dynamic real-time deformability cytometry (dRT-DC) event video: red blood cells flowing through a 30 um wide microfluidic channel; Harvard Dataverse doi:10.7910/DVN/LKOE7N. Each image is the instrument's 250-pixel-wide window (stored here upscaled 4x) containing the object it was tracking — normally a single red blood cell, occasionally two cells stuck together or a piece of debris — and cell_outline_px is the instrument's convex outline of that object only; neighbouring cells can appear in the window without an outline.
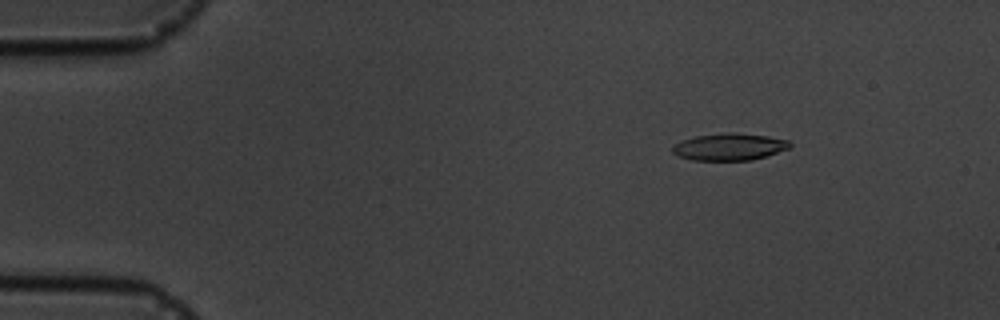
{"species": "common noctule bat (a hibernating species)", "species_latin": "Nyctalus noctula", "temperature_condition": "cold", "stored_images_in_passage": 5, "camera_frame_rate_fps": 3000, "um_per_image_px": 0.085, "animal": {"sex": "male", "body_mass_g": 19.5, "forearm_length_mm": 54.6}, "frame": {"image": 1, "passage_image": 2, "time_ms": 2.0, "image_size_px": [1000, 320], "cell_outline_px": [[792, 144], [788, 148], [752, 160], [692, 160], [680, 156], [672, 152], [672, 148], [676, 144], [684, 140], [696, 136], [728, 132], [736, 132], [768, 136], [788, 140]], "centroid_in_image_um": [62.01, 12.47], "position_along_channel_um": 23.0, "area_um2": 18.21}}